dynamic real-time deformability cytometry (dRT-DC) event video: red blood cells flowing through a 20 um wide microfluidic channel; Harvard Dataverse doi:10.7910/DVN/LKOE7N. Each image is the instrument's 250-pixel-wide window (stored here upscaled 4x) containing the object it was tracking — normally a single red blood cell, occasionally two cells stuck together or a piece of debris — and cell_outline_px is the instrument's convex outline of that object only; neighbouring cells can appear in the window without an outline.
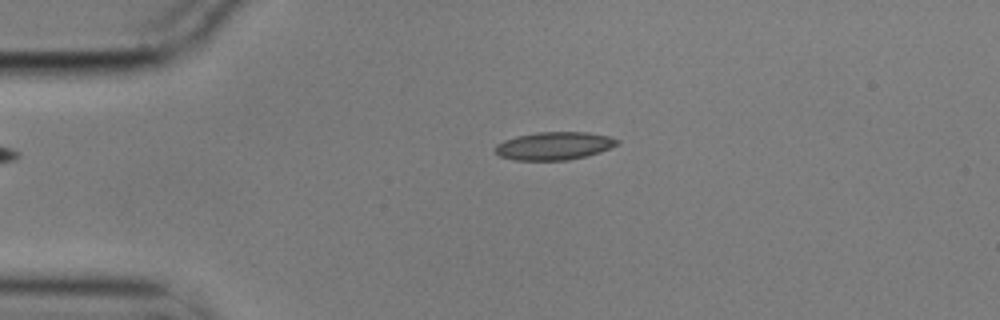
{"species": "common noctule bat (a hibernating species)", "species_latin": "Nyctalus noctula", "temperature_condition": "cold", "stored_images_in_passage": 3, "camera_frame_rate_fps": 3000, "um_per_image_px": 0.085, "animal": {"sex": "male", "body_mass_g": 17.9}, "frame": {"image": 1, "passage_image": 2, "time_ms": 0.333, "image_size_px": [1000, 320], "cell_outline_px": [[620, 140], [616, 144], [600, 152], [568, 160], [516, 160], [500, 156], [496, 152], [496, 144], [504, 140], [516, 136], [536, 132], [588, 132], [608, 136]], "centroid_in_image_um": [47.08, 12.39], "position_along_channel_um": 37.9, "area_um2": 19.65}}